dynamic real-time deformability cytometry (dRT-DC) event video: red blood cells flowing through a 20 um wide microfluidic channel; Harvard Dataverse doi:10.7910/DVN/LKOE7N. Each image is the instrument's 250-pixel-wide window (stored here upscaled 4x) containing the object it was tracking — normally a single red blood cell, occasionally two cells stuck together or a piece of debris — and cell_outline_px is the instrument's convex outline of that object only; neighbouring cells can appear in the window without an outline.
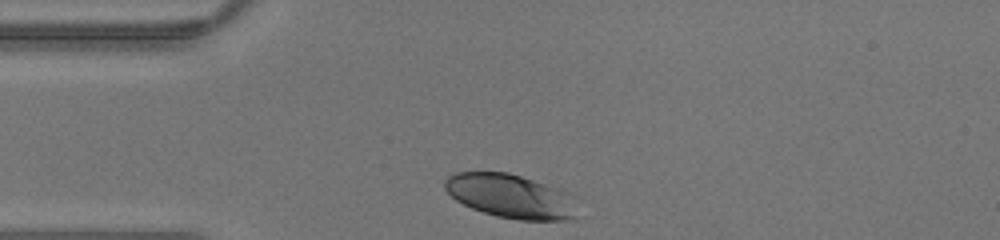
{"species": "human", "species_latin": "Homo sapiens", "temperature_condition": "warm", "stored_images_in_passage": 24, "camera_frame_rate_fps": 3000, "um_per_image_px": 0.085, "donor": {"sex": "male"}, "frame": {"image": 1, "passage_image": 1, "time_ms": 0.0, "image_size_px": [1000, 240], "cell_outline_px": [[576, 216], [568, 220], [520, 220], [496, 216], [472, 208], [456, 200], [444, 188], [444, 180], [448, 176], [456, 172], [508, 172], [568, 192]], "centroid_in_image_um": [43.33, 16.67], "position_along_channel_um": 41.7, "area_um2": 33.35}}
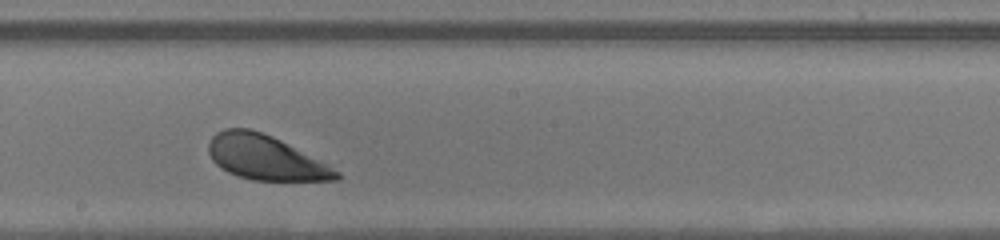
{"frame": {"image": 2, "passage_image": 14, "time_ms": 4.333, "image_size_px": [1000, 240], "cell_outline_px": [[340, 180], [252, 180], [228, 172], [216, 164], [212, 160], [208, 152], [208, 144], [212, 136], [216, 132], [224, 128], [248, 128], [272, 136], [288, 144], [340, 172]], "centroid_in_image_um": [22.5, 13.39], "position_along_channel_um": 225.7, "area_um2": 32.66}}
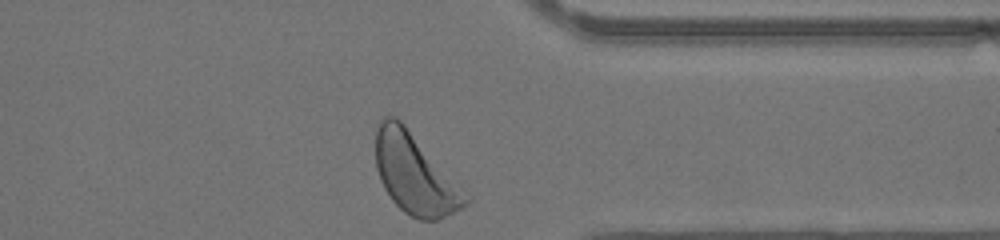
{"frame": {"image": 3, "passage_image": 24, "time_ms": 7.667, "image_size_px": [1000, 240], "cell_outline_px": [[472, 200], [468, 204], [440, 220], [420, 220], [404, 212], [392, 200], [384, 188], [380, 180], [376, 168], [376, 128], [380, 120], [384, 116], [396, 116], [404, 124], [472, 196]], "centroid_in_image_um": [35.31, 14.8], "position_along_channel_um": 376.1, "area_um2": 42.31}}